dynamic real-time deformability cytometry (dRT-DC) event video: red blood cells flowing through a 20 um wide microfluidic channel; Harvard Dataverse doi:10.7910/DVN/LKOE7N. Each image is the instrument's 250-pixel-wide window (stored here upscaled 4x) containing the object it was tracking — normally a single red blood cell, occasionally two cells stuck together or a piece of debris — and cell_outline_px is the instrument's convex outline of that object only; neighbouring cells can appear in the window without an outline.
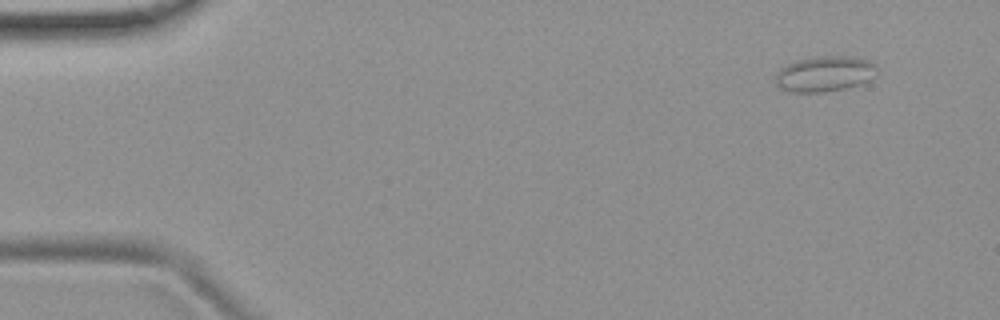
{"species": "common noctule bat (a hibernating species)", "species_latin": "Nyctalus noctula", "temperature_condition": "room temperature", "stored_images_in_passage": 5, "camera_frame_rate_fps": 3000, "um_per_image_px": 0.085, "animal": {"sex": "female", "body_mass_g": 19.9}, "frame": {"image": 1, "passage_image": 2, "time_ms": 0.333, "image_size_px": [1000, 320], "cell_outline_px": [[876, 76], [868, 80], [844, 88], [824, 92], [792, 92], [780, 88], [776, 84], [776, 76], [780, 68], [796, 60], [812, 56], [856, 56], [868, 60], [876, 64]], "centroid_in_image_um": [70.1, 6.25], "position_along_channel_um": 14.9, "area_um2": 21.04}}